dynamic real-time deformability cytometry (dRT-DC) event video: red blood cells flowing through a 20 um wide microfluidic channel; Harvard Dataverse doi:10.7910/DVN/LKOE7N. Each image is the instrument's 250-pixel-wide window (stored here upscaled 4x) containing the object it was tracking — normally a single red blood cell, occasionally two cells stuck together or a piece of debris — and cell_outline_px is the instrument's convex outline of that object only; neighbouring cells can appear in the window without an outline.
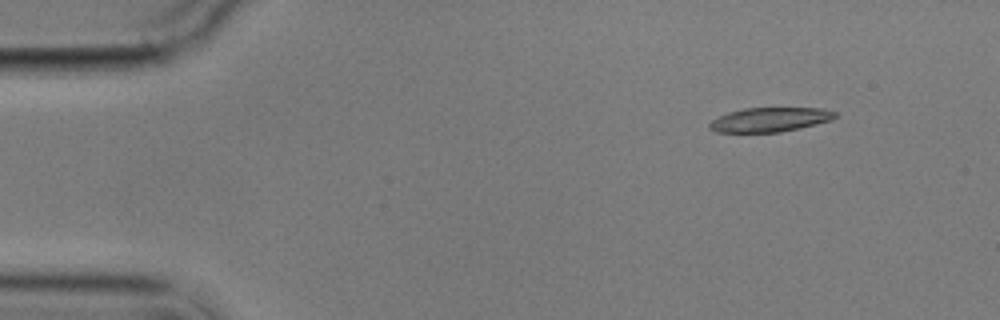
{"species": "common noctule bat (a hibernating species)", "species_latin": "Nyctalus noctula", "temperature_condition": "cold", "stored_images_in_passage": 4, "segment_of_instrument_passage": [2, 2], "camera_frame_rate_fps": 3000, "um_per_image_px": 0.085, "animal": {"sex": "male", "body_mass_g": 17.9}, "frame": {"image": 1, "passage_image": 4, "time_ms": 4.667, "image_size_px": [1000, 320], "cell_outline_px": [[836, 116], [832, 120], [800, 128], [780, 132], [716, 132], [708, 128], [708, 124], [712, 120], [728, 112], [744, 108], [824, 108], [836, 112]], "centroid_in_image_um": [65.44, 10.17], "position_along_channel_um": 19.6, "area_um2": 17.8}}